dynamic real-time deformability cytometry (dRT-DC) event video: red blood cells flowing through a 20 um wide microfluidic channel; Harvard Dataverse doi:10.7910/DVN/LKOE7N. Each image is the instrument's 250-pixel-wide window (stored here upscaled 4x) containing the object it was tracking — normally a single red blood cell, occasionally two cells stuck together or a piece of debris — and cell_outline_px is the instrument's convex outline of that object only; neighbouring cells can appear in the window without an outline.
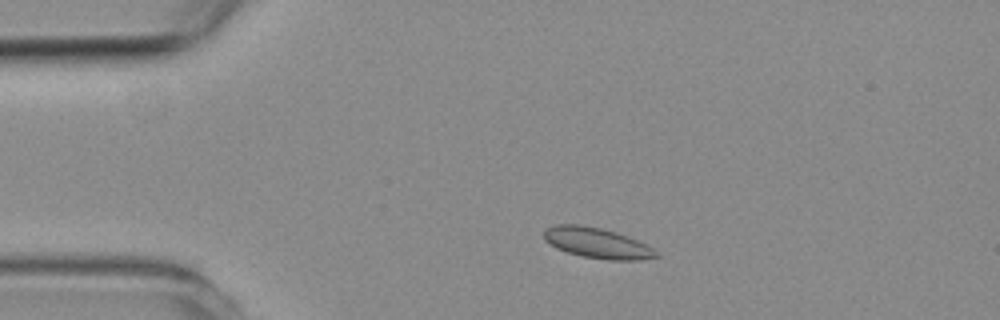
{"species": "common noctule bat (a hibernating species)", "species_latin": "Nyctalus noctula", "temperature_condition": "room temperature", "stored_images_in_passage": 2, "camera_frame_rate_fps": 3000, "um_per_image_px": 0.085, "animal": {"sex": "female", "body_mass_g": 19.3, "forearm_length_mm": 54.1}, "frame": {"image": 1, "passage_image": 1, "time_ms": 0.0, "image_size_px": [1000, 320], "cell_outline_px": [[660, 256], [640, 260], [608, 260], [584, 256], [568, 252], [556, 248], [544, 240], [544, 228], [556, 224], [580, 224], [600, 228], [616, 232], [636, 240], [660, 252]], "centroid_in_image_um": [50.74, 20.65], "position_along_channel_um": 34.3, "area_um2": 19.88}}